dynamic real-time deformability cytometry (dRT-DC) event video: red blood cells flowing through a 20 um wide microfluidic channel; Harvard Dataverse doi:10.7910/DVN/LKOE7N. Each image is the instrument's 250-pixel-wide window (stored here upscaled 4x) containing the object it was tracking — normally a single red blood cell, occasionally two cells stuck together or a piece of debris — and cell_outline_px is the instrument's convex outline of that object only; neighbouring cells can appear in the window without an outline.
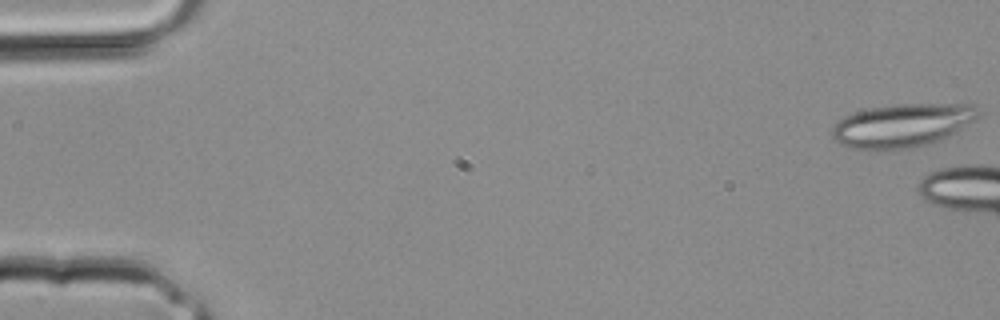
{"species": "common noctule bat (a hibernating species)", "species_latin": "Nyctalus noctula", "temperature_condition": "room temperature", "stored_images_in_passage": 7, "camera_frame_rate_fps": 3000, "um_per_image_px": 0.085, "animal": {"sex": "male", "body_mass_g": 20.4}, "frame": {"image": 1, "passage_image": 1, "time_ms": 0.0, "image_size_px": [1000, 320], "cell_outline_px": [[980, 116], [976, 120], [956, 132], [936, 140], [912, 148], [888, 152], [876, 152], [848, 148], [840, 144], [832, 136], [832, 128], [844, 116], [868, 108], [900, 104], [976, 104], [980, 112]], "centroid_in_image_um": [76.68, 10.69], "position_along_channel_um": 8.3, "area_um2": 37.57}}